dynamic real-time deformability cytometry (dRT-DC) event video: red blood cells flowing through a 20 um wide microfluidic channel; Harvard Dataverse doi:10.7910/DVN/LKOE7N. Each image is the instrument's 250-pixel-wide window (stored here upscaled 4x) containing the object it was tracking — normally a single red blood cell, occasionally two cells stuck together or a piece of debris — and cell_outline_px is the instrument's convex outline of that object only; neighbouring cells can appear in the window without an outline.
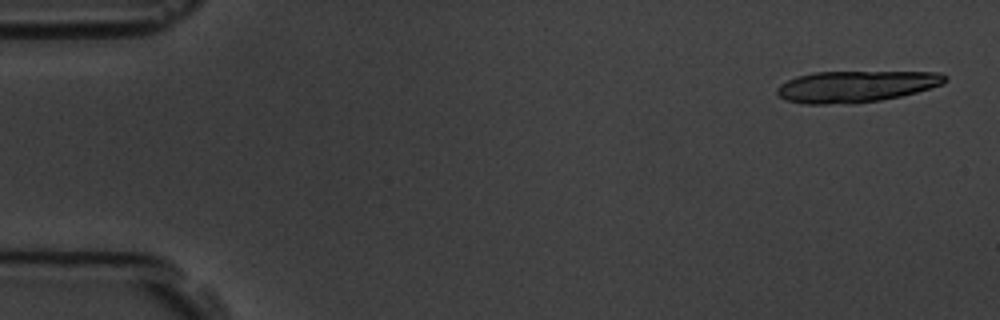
{"species": "common noctule bat (a hibernating species)", "species_latin": "Nyctalus noctula", "temperature_condition": "room temperature", "stored_images_in_passage": 6, "camera_frame_rate_fps": 3000, "um_per_image_px": 0.085, "animal": {"sex": "male", "body_mass_g": 19.5, "forearm_length_mm": 54.6}, "frame": {"image": 1, "passage_image": 1, "time_ms": 0.0, "image_size_px": [1000, 320], "cell_outline_px": [[948, 80], [944, 84], [916, 92], [900, 96], [880, 100], [852, 104], [804, 104], [784, 100], [776, 92], [776, 88], [780, 84], [796, 76], [812, 72], [940, 72], [948, 76]], "centroid_in_image_um": [72.74, 7.35], "position_along_channel_um": 12.3, "area_um2": 31.04}}